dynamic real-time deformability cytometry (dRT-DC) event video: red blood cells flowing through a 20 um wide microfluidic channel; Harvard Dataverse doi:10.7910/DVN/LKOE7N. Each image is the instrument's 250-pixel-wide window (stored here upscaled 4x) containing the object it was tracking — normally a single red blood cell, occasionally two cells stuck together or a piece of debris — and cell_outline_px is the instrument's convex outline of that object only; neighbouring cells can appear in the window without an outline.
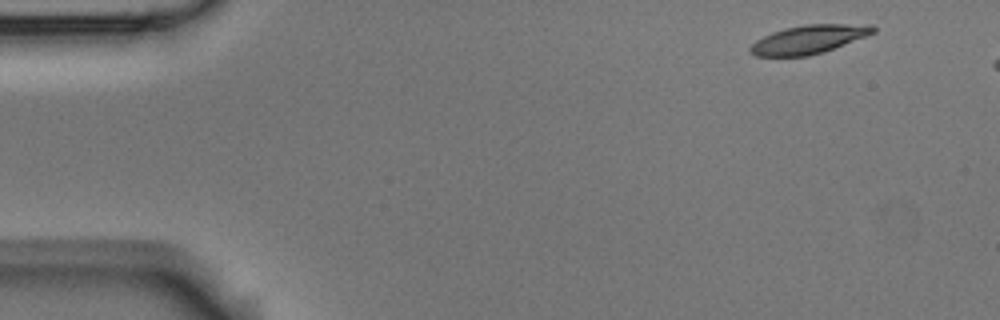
{"species": "Egyptian fruit bat (a non-hibernating species)", "species_latin": "Rousettus aegyptiacus", "temperature_condition": "room temperature", "stored_images_in_passage": 5, "camera_frame_rate_fps": 3000, "um_per_image_px": 0.085, "animal": {"sex": "male"}, "frame": {"image": 1, "passage_image": 1, "time_ms": 0.0, "image_size_px": [1000, 320], "cell_outline_px": [[876, 32], [824, 52], [808, 56], [756, 56], [748, 52], [748, 48], [756, 40], [772, 32], [784, 28], [804, 24], [872, 24], [876, 28]], "centroid_in_image_um": [68.74, 3.34], "position_along_channel_um": 16.3, "area_um2": 20.58}}